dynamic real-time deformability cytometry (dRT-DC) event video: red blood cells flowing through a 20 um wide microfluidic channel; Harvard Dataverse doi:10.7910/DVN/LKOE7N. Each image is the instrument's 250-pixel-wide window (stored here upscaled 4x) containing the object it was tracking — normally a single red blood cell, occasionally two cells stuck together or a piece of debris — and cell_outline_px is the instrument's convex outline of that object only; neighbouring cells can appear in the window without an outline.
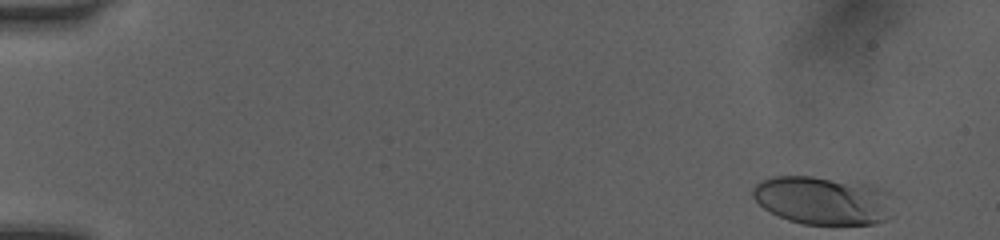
{"species": "human", "species_latin": "Homo sapiens", "temperature_condition": "room temperature", "stored_images_in_passage": 49, "camera_frame_rate_fps": 3000, "um_per_image_px": 0.085, "donor": {"sex": "female"}, "frame": {"image": 1, "passage_image": 1, "time_ms": 0.0, "image_size_px": [1000, 240], "cell_outline_px": [[892, 216], [888, 220], [876, 224], [804, 224], [788, 220], [764, 208], [752, 196], [752, 188], [760, 180], [772, 176], [812, 176], [872, 184], [888, 192]], "centroid_in_image_um": [69.96, 17.03], "position_along_channel_um": 15.0, "area_um2": 39.77}}
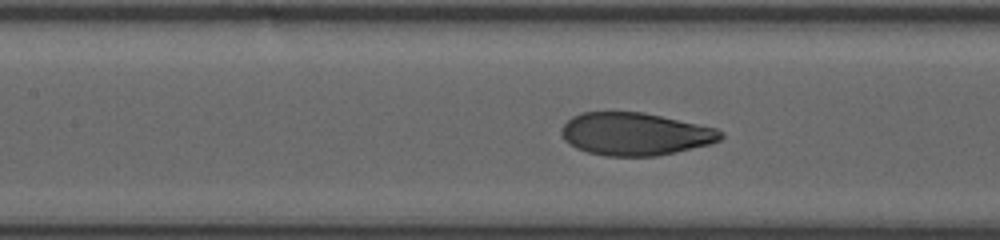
{"frame": {"image": 2, "passage_image": 22, "time_ms": 7.0, "image_size_px": [1000, 240], "cell_outline_px": [[724, 136], [720, 140], [712, 144], [676, 152], [656, 156], [608, 156], [588, 152], [576, 148], [564, 140], [560, 132], [560, 128], [572, 116], [580, 112], [644, 112], [716, 128], [724, 132]], "centroid_in_image_um": [53.99, 11.39], "position_along_channel_um": 153.4, "area_um2": 39.82}}
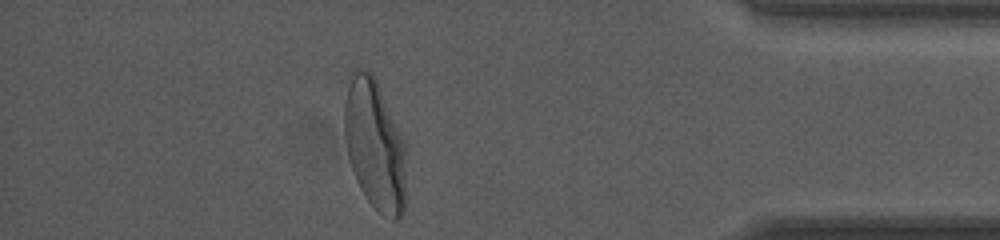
{"frame": {"image": 3, "passage_image": 43, "time_ms": 14.0, "image_size_px": [1000, 240], "cell_outline_px": [[408, 144], [404, 212], [396, 220], [392, 220], [384, 216], [368, 200], [360, 188], [352, 168], [348, 156], [344, 136], [344, 104], [348, 88], [356, 68], [360, 68], [372, 72]], "centroid_in_image_um": [31.91, 12.34], "position_along_channel_um": 403.3, "area_um2": 47.63}, "authors_computed_cell_mechanics": {"area_um2": 40.4022, "velocity_mm_per_s": 4.0444, "shape_relaxation_time_tau1_ms": 4.6076, "shape_relaxation_time_tau2_ms": null, "deformation_change_tau1": 0.2036, "deformation_change_tau2": null}}